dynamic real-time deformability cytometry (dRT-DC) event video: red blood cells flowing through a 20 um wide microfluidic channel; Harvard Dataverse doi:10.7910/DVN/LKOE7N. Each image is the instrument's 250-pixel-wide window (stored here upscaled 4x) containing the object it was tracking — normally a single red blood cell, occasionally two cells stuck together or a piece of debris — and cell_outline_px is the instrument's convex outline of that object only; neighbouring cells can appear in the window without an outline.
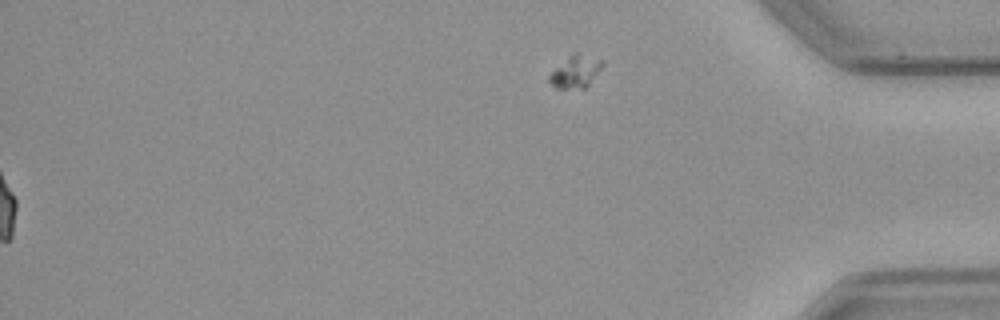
{"species": "common noctule bat (a hibernating species)", "species_latin": "Nyctalus noctula", "temperature_condition": "cold", "stored_images_in_passage": 58, "segment_of_instrument_passage": [2, 2], "camera_frame_rate_fps": 3000, "um_per_image_px": 0.085, "animal": {"sex": "male", "body_mass_g": 23.1, "forearm_length_mm": 52.7}, "frame": {"image": 1, "passage_image": 58, "time_ms": 19.0, "image_size_px": [1000, 320], "cell_outline_px": [[604, 64], [588, 88], [556, 88], [548, 80], [548, 76], [572, 52], [576, 52], [604, 60]], "centroid_in_image_um": [48.97, 6.08], "position_along_channel_um": 386.2, "area_um2": 10.06}}